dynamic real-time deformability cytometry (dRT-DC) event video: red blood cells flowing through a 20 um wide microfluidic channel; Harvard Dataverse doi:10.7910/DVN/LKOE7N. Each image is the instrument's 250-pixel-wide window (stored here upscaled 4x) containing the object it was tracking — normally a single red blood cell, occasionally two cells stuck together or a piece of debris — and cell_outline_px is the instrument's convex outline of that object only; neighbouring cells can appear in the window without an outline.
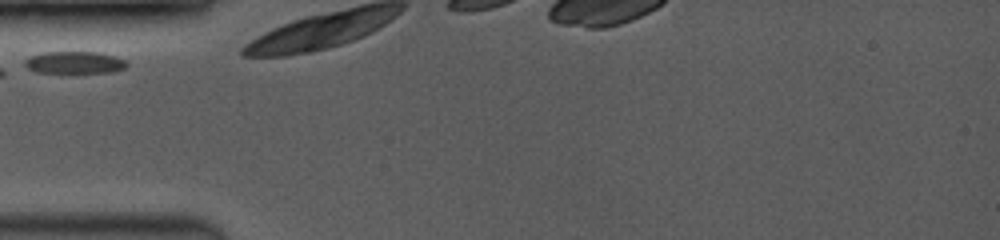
{"species": "common noctule bat (a hibernating species)", "species_latin": "Nyctalus noctula", "temperature_condition": "room temperature", "stored_images_in_passage": 29, "camera_frame_rate_fps": 3500, "um_per_image_px": 0.085, "animal": {"sex": "female", "body_mass_g": 19.0, "forearm_length_mm": 53.3}, "frame": {"image": 1, "passage_image": 1, "time_ms": 0.0, "image_size_px": [1000, 240], "cell_outline_px": [[128, 64], [124, 68], [112, 72], [36, 72], [28, 68], [24, 64], [24, 60], [32, 56], [44, 52], [96, 52], [112, 56], [124, 60]], "centroid_in_image_um": [6.31, 5.31], "position_along_channel_um": 78.7, "area_um2": 12.83}}